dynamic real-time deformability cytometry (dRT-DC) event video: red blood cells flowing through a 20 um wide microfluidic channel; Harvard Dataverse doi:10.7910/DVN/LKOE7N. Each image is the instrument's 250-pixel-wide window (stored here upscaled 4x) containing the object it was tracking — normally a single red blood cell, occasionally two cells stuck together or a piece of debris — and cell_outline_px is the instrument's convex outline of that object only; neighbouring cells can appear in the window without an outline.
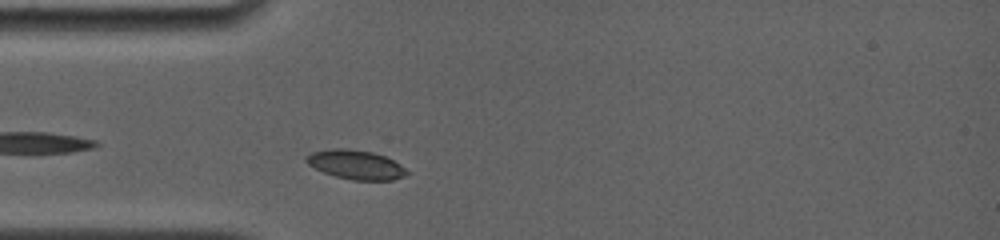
{"species": "common noctule bat (a hibernating species)", "species_latin": "Nyctalus noctula", "temperature_condition": "room temperature", "stored_images_in_passage": 36, "camera_frame_rate_fps": 4000, "um_per_image_px": 0.085, "animal": {"sex": "female", "body_mass_g": 19.0, "forearm_length_mm": 56.7}, "frame": {"image": 1, "passage_image": 3, "time_ms": 0.75, "image_size_px": [1000, 240], "cell_outline_px": [[408, 172], [404, 176], [392, 180], [352, 180], [336, 176], [324, 172], [308, 164], [304, 160], [312, 152], [336, 148], [344, 148], [372, 152], [384, 156], [392, 160], [404, 168]], "centroid_in_image_um": [30.23, 14.0], "position_along_channel_um": 54.8, "area_um2": 16.7}}
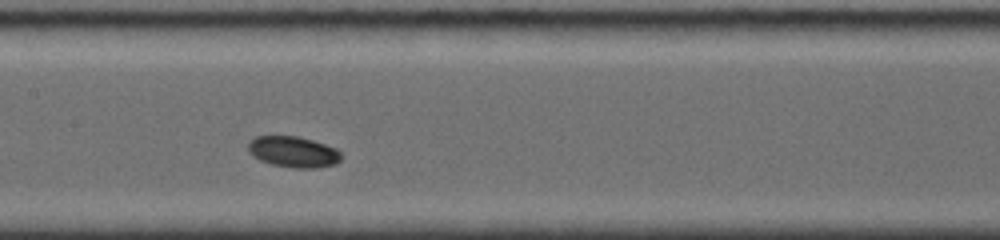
{"frame": {"image": 2, "passage_image": 14, "time_ms": 4.25, "image_size_px": [1000, 240], "cell_outline_px": [[340, 160], [336, 164], [316, 168], [296, 168], [272, 164], [260, 160], [248, 152], [248, 140], [256, 136], [296, 136], [312, 140], [336, 148], [340, 152]], "centroid_in_image_um": [24.91, 12.9], "position_along_channel_um": 182.5, "area_um2": 16.76}}
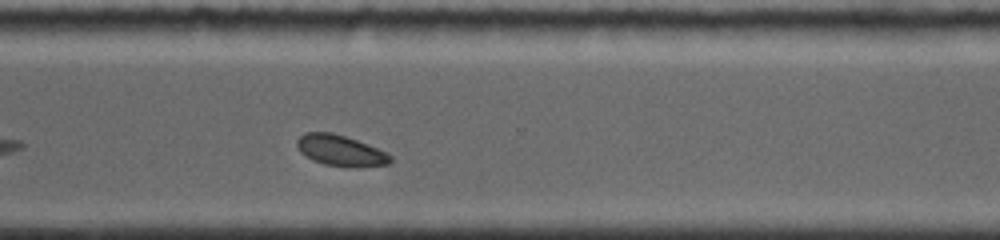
{"frame": {"image": 3, "passage_image": 28, "time_ms": 8.5, "image_size_px": [1000, 240], "cell_outline_px": [[392, 160], [388, 164], [324, 164], [312, 160], [300, 152], [296, 144], [296, 140], [304, 132], [332, 132], [368, 144], [388, 152], [392, 156]], "centroid_in_image_um": [28.88, 12.73], "position_along_channel_um": 341.7, "area_um2": 16.07}, "authors_computed_cell_mechanics": {"area_um2": 16.8776, "velocity_mm_per_s": 3.7396, "shape_relaxation_time_tau1_ms": 2.6407, "shape_relaxation_time_tau2_ms": null, "deformation_change_tau1": 0.0689, "deformation_change_tau2": null}}